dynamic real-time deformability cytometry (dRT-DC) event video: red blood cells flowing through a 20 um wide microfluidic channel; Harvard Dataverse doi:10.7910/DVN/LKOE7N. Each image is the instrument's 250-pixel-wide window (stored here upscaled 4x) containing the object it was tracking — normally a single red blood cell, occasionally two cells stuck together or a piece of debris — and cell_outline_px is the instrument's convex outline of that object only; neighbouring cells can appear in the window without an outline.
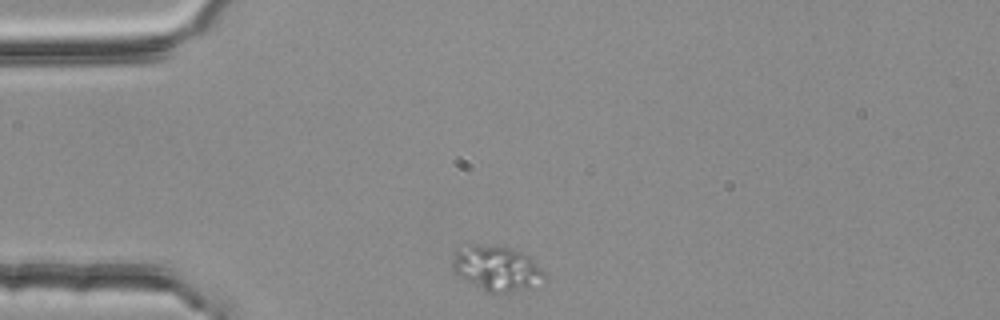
{"species": "common noctule bat (a hibernating species)", "species_latin": "Nyctalus noctula", "temperature_condition": "room temperature", "stored_images_in_passage": 2, "camera_frame_rate_fps": 3000, "um_per_image_px": 0.085, "animal": {"sex": "female", "body_mass_g": 25.1}, "frame": {"image": 1, "passage_image": 1, "time_ms": 0.0, "image_size_px": [1000, 320], "cell_outline_px": [[544, 276], [528, 288], [512, 292], [484, 292], [452, 272], [452, 264], [456, 248], [468, 244], [480, 244], [508, 248], [520, 252], [528, 256], [544, 272]], "centroid_in_image_um": [42.11, 22.8], "position_along_channel_um": 42.9, "area_um2": 23.87}}